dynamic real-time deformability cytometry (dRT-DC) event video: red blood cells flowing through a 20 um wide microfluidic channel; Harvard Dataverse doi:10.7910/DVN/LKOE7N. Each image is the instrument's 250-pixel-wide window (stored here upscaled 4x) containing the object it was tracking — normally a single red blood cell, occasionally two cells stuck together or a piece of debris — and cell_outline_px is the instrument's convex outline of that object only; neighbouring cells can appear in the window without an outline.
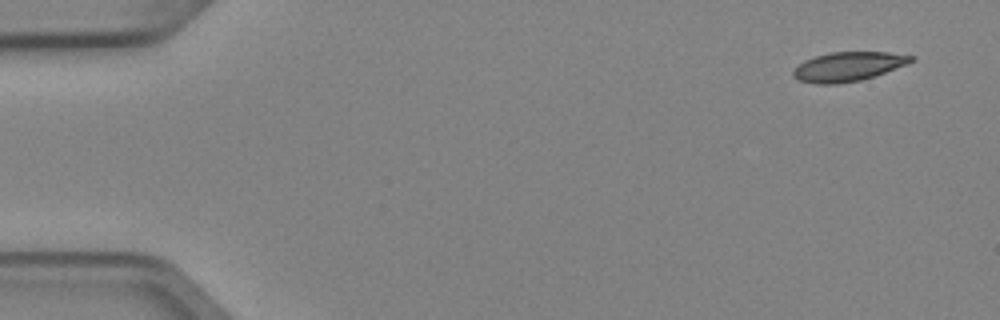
{"species": "Egyptian fruit bat (a non-hibernating species)", "species_latin": "Rousettus aegyptiacus", "temperature_condition": "cold", "stored_images_in_passage": 4, "camera_frame_rate_fps": 3000, "um_per_image_px": 0.085, "animal": {"sex": "female"}, "frame": {"image": 1, "passage_image": 1, "time_ms": 0.0, "image_size_px": [1000, 320], "cell_outline_px": [[916, 60], [908, 64], [860, 80], [836, 84], [816, 84], [800, 80], [792, 76], [792, 72], [804, 60], [828, 52], [888, 52], [916, 56]], "centroid_in_image_um": [72.11, 5.65], "position_along_channel_um": 12.9, "area_um2": 20.0}}